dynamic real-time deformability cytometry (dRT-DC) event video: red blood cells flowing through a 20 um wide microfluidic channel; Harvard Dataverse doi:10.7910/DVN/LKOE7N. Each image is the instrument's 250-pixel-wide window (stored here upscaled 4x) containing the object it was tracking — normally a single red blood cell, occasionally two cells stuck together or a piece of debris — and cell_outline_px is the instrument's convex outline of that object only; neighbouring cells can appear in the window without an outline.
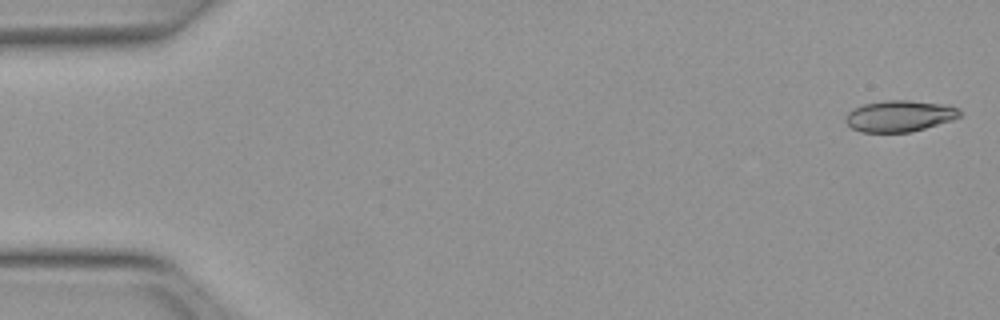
{"species": "Egyptian fruit bat (a non-hibernating species)", "species_latin": "Rousettus aegyptiacus", "temperature_condition": "warm", "stored_images_in_passage": 16, "camera_frame_rate_fps": 3000, "um_per_image_px": 0.085, "animal": {"sex": "female"}, "frame": {"image": 1, "passage_image": 1, "time_ms": 0.0, "image_size_px": [1000, 320], "cell_outline_px": [[960, 116], [952, 120], [924, 128], [908, 132], [860, 132], [852, 128], [844, 120], [844, 116], [852, 108], [864, 104], [884, 100], [908, 100], [948, 104], [960, 108]], "centroid_in_image_um": [76.45, 9.85], "position_along_channel_um": 8.6, "area_um2": 20.98}}
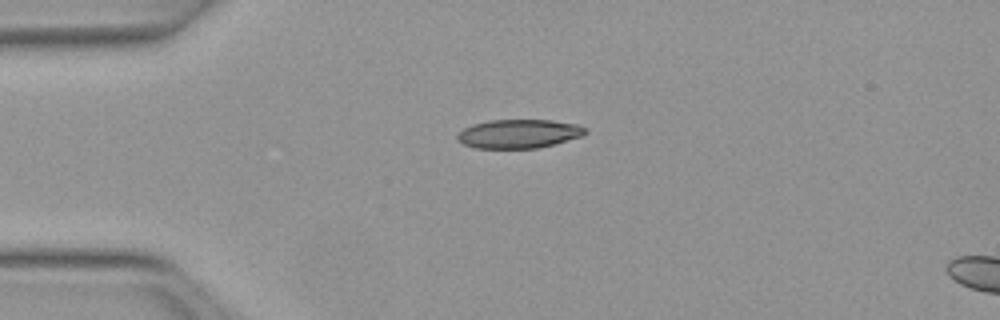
{"frame": {"image": 2, "passage_image": 12, "time_ms": 3.667, "image_size_px": [1000, 320], "cell_outline_px": [[588, 132], [584, 136], [536, 148], [476, 148], [464, 144], [456, 140], [456, 136], [464, 128], [472, 124], [488, 120], [552, 120], [576, 124], [584, 128]], "centroid_in_image_um": [44.08, 11.36], "position_along_channel_um": 40.9, "area_um2": 21.44}}